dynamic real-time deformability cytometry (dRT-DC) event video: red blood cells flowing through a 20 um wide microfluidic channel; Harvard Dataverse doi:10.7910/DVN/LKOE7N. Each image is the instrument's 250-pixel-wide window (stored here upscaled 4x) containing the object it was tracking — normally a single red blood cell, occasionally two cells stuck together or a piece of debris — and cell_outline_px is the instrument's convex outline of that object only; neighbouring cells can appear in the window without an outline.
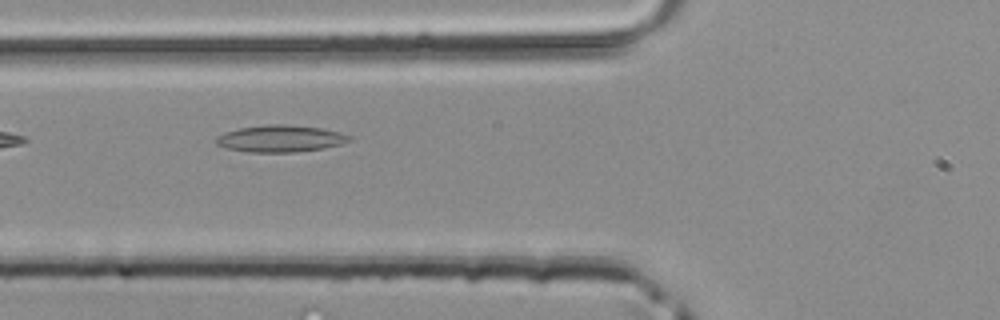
{"species": "common noctule bat (a hibernating species)", "species_latin": "Nyctalus noctula", "temperature_condition": "room temperature", "stored_images_in_passage": 3, "camera_frame_rate_fps": 3000, "um_per_image_px": 0.085, "animal": {"sex": "male", "body_mass_g": 20.4}, "frame": {"image": 1, "passage_image": 3, "time_ms": 0.667, "image_size_px": [1000, 320], "cell_outline_px": [[352, 140], [340, 144], [324, 148], [296, 152], [248, 152], [228, 148], [216, 144], [216, 136], [224, 132], [240, 128], [272, 124], [284, 124], [320, 128], [340, 132], [352, 136]], "centroid_in_image_um": [23.85, 11.78], "position_along_channel_um": 102.0, "area_um2": 20.75}}